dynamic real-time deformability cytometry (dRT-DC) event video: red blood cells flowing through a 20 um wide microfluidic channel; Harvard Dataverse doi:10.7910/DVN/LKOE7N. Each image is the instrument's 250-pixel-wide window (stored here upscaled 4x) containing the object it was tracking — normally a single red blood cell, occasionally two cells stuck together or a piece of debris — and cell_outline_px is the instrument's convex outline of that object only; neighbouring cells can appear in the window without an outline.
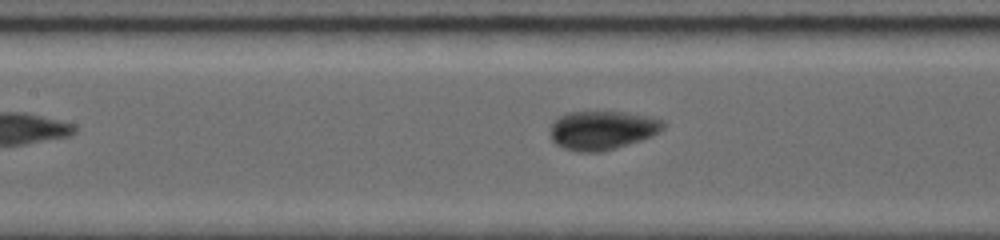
{"species": "common noctule bat (a hibernating species)", "species_latin": "Nyctalus noctula", "temperature_condition": "room temperature", "stored_images_in_passage": 5, "camera_frame_rate_fps": 5000, "um_per_image_px": 0.085, "animal": {"sex": "female", "body_mass_g": 19.0, "forearm_length_mm": 56.7}, "frame": {"image": 1, "passage_image": 5, "time_ms": 3.4, "image_size_px": [1000, 240], "cell_outline_px": [[664, 124], [656, 132], [648, 136], [612, 148], [596, 152], [580, 152], [564, 148], [552, 140], [552, 124], [560, 116], [568, 112], [624, 112], [644, 116], [660, 120]], "centroid_in_image_um": [51.1, 11.05], "position_along_channel_um": 156.3, "area_um2": 24.33}}